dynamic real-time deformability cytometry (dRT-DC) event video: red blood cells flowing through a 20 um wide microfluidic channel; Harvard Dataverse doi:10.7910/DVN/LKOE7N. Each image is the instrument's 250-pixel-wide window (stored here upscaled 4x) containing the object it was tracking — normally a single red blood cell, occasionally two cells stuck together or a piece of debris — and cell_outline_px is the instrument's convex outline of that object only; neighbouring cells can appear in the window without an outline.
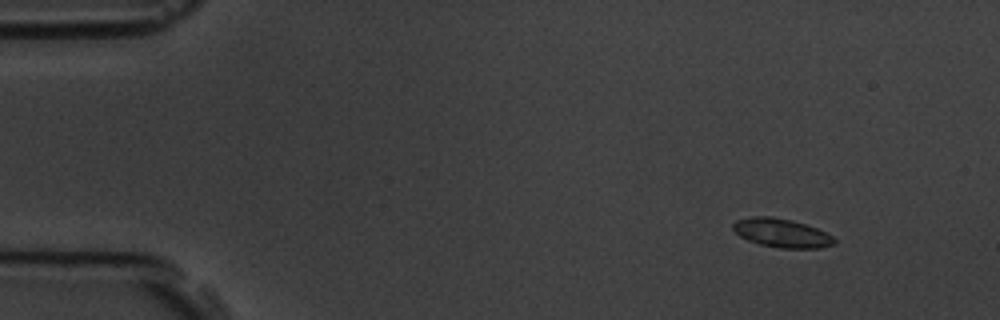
{"species": "common noctule bat (a hibernating species)", "species_latin": "Nyctalus noctula", "temperature_condition": "room temperature", "stored_images_in_passage": 4, "camera_frame_rate_fps": 3000, "um_per_image_px": 0.085, "animal": {"sex": "male", "body_mass_g": 19.5, "forearm_length_mm": 54.6}, "frame": {"image": 1, "passage_image": 1, "time_ms": 0.0, "image_size_px": [1000, 320], "cell_outline_px": [[836, 244], [820, 248], [780, 248], [760, 244], [748, 240], [740, 236], [732, 228], [732, 224], [736, 220], [752, 216], [772, 216], [792, 220], [816, 228], [832, 236], [836, 240]], "centroid_in_image_um": [66.43, 19.8], "position_along_channel_um": 18.6, "area_um2": 16.94}}
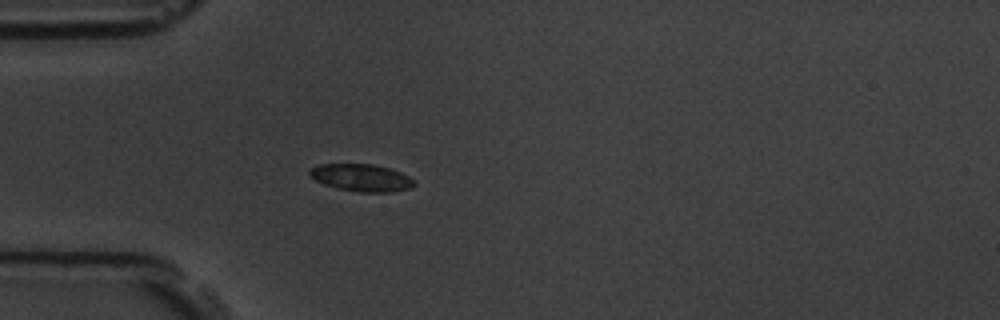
{"frame": {"image": 2, "passage_image": 4, "time_ms": 3.333, "image_size_px": [1000, 320], "cell_outline_px": [[416, 184], [408, 188], [392, 192], [360, 192], [336, 188], [324, 184], [308, 176], [308, 168], [320, 164], [372, 164], [388, 168], [400, 172], [416, 180]], "centroid_in_image_um": [30.68, 15.1], "position_along_channel_um": 54.3, "area_um2": 16.7}}